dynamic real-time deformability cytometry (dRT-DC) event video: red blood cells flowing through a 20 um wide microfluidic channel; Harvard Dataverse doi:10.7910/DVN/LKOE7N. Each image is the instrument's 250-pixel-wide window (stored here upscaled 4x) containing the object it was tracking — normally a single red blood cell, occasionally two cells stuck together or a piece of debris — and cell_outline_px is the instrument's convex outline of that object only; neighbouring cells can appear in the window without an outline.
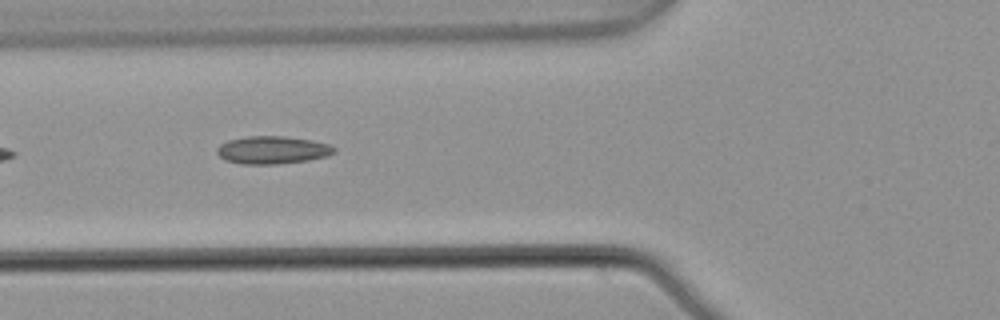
{"species": "common noctule bat (a hibernating species)", "species_latin": "Nyctalus noctula", "temperature_condition": "warm", "stored_images_in_passage": 6, "camera_frame_rate_fps": 3000, "um_per_image_px": 0.085, "animal": {"sex": "male", "body_mass_g": 21.5, "forearm_length_mm": 52.0}, "frame": {"image": 1, "passage_image": 6, "time_ms": 1.667, "image_size_px": [1000, 320], "cell_outline_px": [[336, 152], [328, 156], [308, 160], [276, 164], [240, 164], [224, 160], [216, 152], [216, 148], [220, 144], [228, 140], [248, 136], [284, 136], [312, 140], [328, 144], [336, 148]], "centroid_in_image_um": [23.15, 12.75], "position_along_channel_um": 102.7, "area_um2": 19.07}}